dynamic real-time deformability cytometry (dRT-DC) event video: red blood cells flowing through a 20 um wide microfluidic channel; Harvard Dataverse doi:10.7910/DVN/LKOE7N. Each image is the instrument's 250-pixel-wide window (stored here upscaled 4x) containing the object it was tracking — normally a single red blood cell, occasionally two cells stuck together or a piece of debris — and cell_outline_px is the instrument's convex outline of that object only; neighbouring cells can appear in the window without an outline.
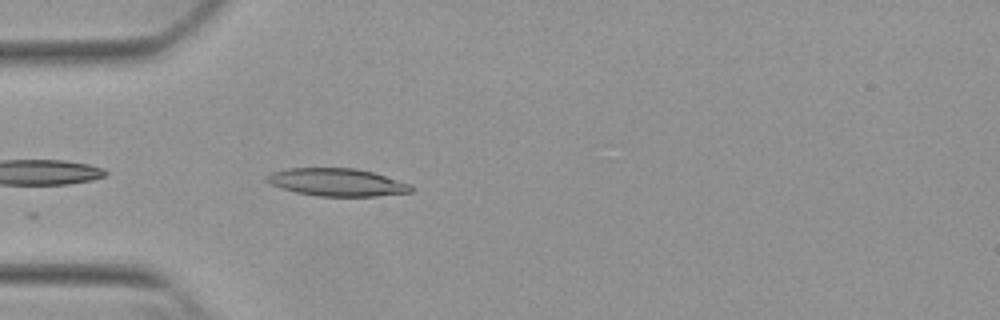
{"species": "Egyptian fruit bat (a non-hibernating species)", "species_latin": "Rousettus aegyptiacus", "temperature_condition": "warm", "stored_images_in_passage": 16, "camera_frame_rate_fps": 3000, "um_per_image_px": 0.085, "animal": {"sex": "female"}, "frame": {"image": 1, "passage_image": 1, "time_ms": 0.0, "image_size_px": [1000, 320], "cell_outline_px": [[412, 192], [376, 196], [320, 196], [296, 192], [272, 184], [264, 180], [264, 176], [272, 172], [288, 168], [356, 168], [372, 172], [412, 184]], "centroid_in_image_um": [28.65, 15.48], "position_along_channel_um": 56.3, "area_um2": 23.18}}
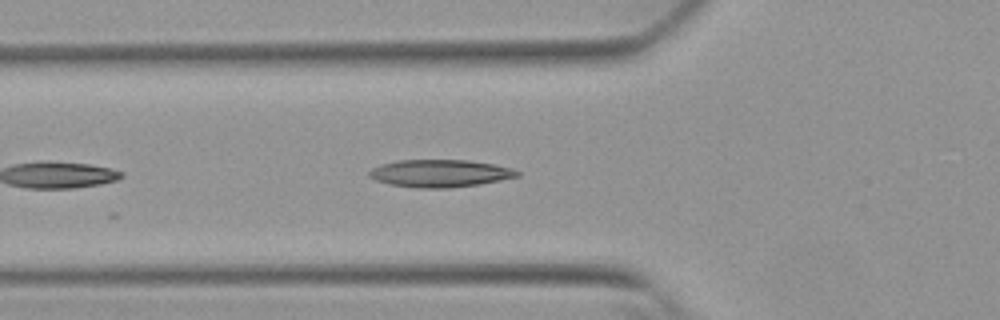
{"frame": {"image": 2, "passage_image": 4, "time_ms": 1.0, "image_size_px": [1000, 320], "cell_outline_px": [[520, 176], [480, 184], [448, 188], [416, 188], [388, 184], [376, 180], [368, 176], [368, 172], [372, 168], [380, 164], [400, 160], [468, 160], [496, 164], [512, 168], [520, 172]], "centroid_in_image_um": [37.4, 14.73], "position_along_channel_um": 88.4, "area_um2": 23.87}}